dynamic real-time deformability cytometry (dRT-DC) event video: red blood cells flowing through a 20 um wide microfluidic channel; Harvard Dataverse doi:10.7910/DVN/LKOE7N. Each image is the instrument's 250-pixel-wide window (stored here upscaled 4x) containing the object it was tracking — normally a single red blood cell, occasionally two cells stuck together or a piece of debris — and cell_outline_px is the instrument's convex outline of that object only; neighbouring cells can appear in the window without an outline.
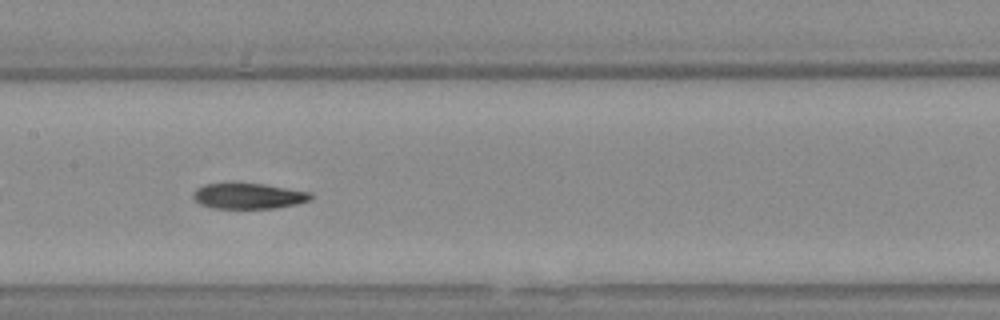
{"species": "Egyptian fruit bat (a non-hibernating species)", "species_latin": "Rousettus aegyptiacus", "temperature_condition": "warm", "stored_images_in_passage": 40, "camera_frame_rate_fps": 3000, "um_per_image_px": 0.085, "animal": {"sex": "female"}, "frame": {"image": 1, "passage_image": 12, "time_ms": 3.667, "image_size_px": [1000, 320], "cell_outline_px": [[312, 200], [296, 204], [276, 208], [212, 208], [200, 204], [192, 196], [192, 192], [196, 188], [204, 184], [264, 184], [312, 192]], "centroid_in_image_um": [21.14, 16.67], "position_along_channel_um": 186.3, "area_um2": 17.51}}